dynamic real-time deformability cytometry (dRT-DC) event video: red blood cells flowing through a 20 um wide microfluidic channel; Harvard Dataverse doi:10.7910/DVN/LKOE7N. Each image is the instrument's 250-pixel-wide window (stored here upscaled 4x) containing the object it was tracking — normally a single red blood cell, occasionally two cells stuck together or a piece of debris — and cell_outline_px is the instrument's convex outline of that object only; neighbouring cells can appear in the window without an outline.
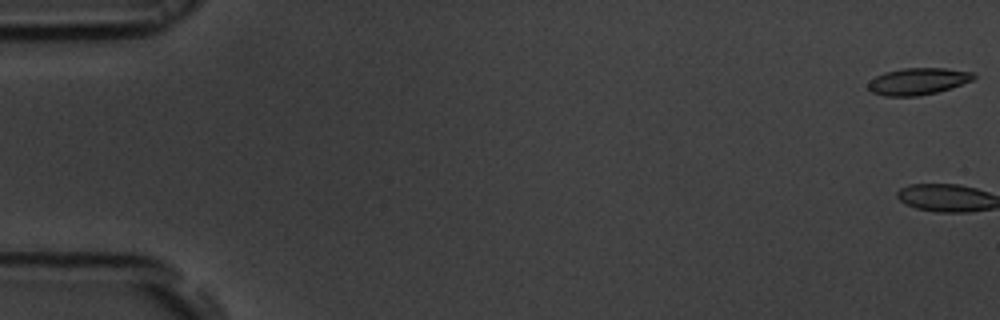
{"species": "common noctule bat (a hibernating species)", "species_latin": "Nyctalus noctula", "temperature_condition": "room temperature", "stored_images_in_passage": 2, "camera_frame_rate_fps": 3000, "um_per_image_px": 0.085, "animal": {"sex": "male", "body_mass_g": 19.5, "forearm_length_mm": 54.6}, "frame": {"image": 1, "passage_image": 1, "time_ms": 0.0, "image_size_px": [1000, 320], "cell_outline_px": [[976, 76], [972, 80], [952, 88], [936, 92], [916, 96], [884, 96], [872, 92], [868, 88], [868, 84], [876, 76], [884, 72], [904, 68], [944, 68], [976, 72]], "centroid_in_image_um": [78.06, 6.9], "position_along_channel_um": 6.9, "area_um2": 16.47}}